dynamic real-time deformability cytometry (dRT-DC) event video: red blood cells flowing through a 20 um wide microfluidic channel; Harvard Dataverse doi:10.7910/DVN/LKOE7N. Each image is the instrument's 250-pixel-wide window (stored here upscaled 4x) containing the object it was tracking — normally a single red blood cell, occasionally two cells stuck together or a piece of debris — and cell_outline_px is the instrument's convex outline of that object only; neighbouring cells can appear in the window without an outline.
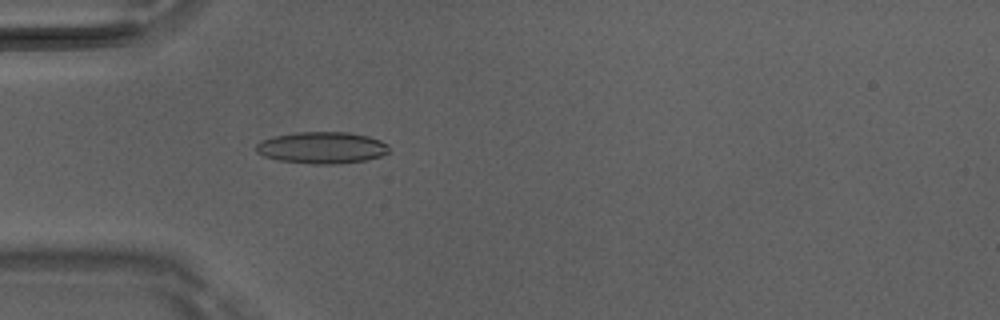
{"species": "Egyptian fruit bat (a non-hibernating species)", "species_latin": "Rousettus aegyptiacus", "temperature_condition": "room temperature", "stored_images_in_passage": 45, "camera_frame_rate_fps": 3000, "um_per_image_px": 0.085, "animal": {"sex": "male"}, "frame": {"image": 1, "passage_image": 10, "time_ms": 3.0, "image_size_px": [1000, 320], "cell_outline_px": [[388, 152], [380, 156], [364, 160], [332, 164], [312, 164], [280, 160], [264, 156], [256, 152], [256, 144], [272, 136], [296, 132], [348, 132], [368, 136], [380, 140], [388, 144]], "centroid_in_image_um": [27.35, 12.54], "position_along_channel_um": 57.6, "area_um2": 24.39}}
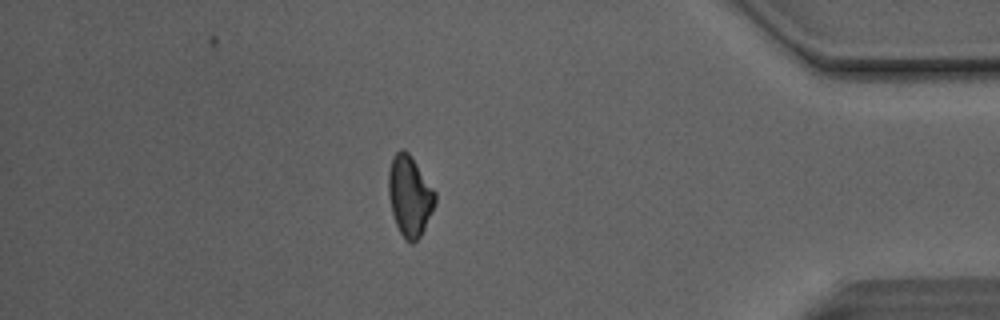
{"frame": {"image": 2, "passage_image": 38, "time_ms": 12.333, "image_size_px": [1000, 320], "cell_outline_px": [[436, 200], [432, 212], [420, 236], [412, 244], [404, 240], [396, 224], [392, 212], [388, 192], [388, 172], [392, 156], [400, 148], [404, 148], [408, 152], [436, 192]], "centroid_in_image_um": [34.81, 16.64], "position_along_channel_um": 400.4, "area_um2": 21.85}}
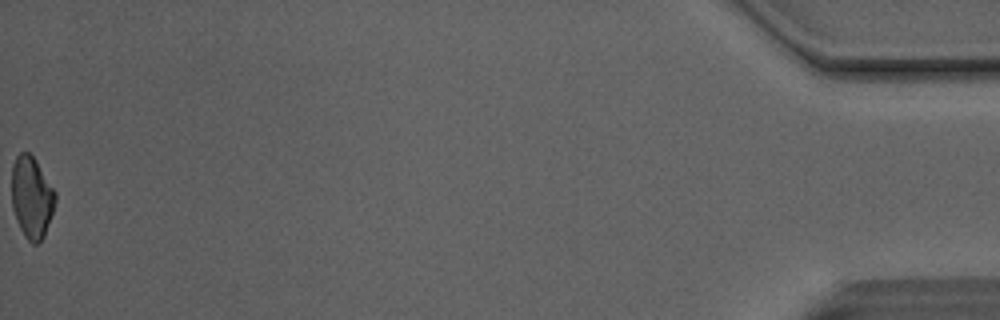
{"frame": {"image": 3, "passage_image": 45, "time_ms": 14.667, "image_size_px": [1000, 320], "cell_outline_px": [[56, 200], [44, 236], [36, 244], [32, 244], [24, 236], [16, 220], [12, 208], [12, 164], [16, 156], [20, 152], [28, 152], [36, 160], [56, 192]], "centroid_in_image_um": [2.68, 16.76], "position_along_channel_um": 432.5, "area_um2": 20.75}, "authors_computed_cell_mechanics": {"area_um2": 22.253, "velocity_mm_per_s": 4.1473, "shape_relaxation_time_tau1_ms": null, "shape_relaxation_time_tau2_ms": 7.281, "deformation_change_tau1": null, "deformation_change_tau2": 0.1468}}